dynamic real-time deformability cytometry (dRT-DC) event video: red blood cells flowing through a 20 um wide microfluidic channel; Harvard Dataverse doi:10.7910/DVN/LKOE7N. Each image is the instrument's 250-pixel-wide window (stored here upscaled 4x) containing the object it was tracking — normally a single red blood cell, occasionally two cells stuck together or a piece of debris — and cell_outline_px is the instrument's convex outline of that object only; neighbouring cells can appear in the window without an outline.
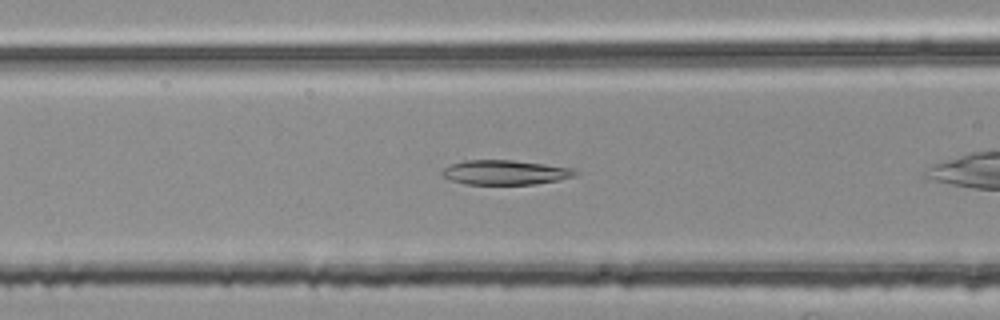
{"species": "common noctule bat (a hibernating species)", "species_latin": "Nyctalus noctula", "temperature_condition": "room temperature", "stored_images_in_passage": 27, "camera_frame_rate_fps": 3000, "um_per_image_px": 0.085, "animal": {"sex": "female", "body_mass_g": 25.1}, "frame": {"image": 1, "passage_image": 6, "time_ms": 1.667, "image_size_px": [1000, 320], "cell_outline_px": [[576, 172], [572, 176], [556, 180], [532, 184], [464, 184], [440, 176], [440, 172], [444, 168], [452, 164], [464, 160], [512, 160], [544, 164], [572, 168]], "centroid_in_image_um": [42.84, 14.65], "position_along_channel_um": 123.8, "area_um2": 18.79}}
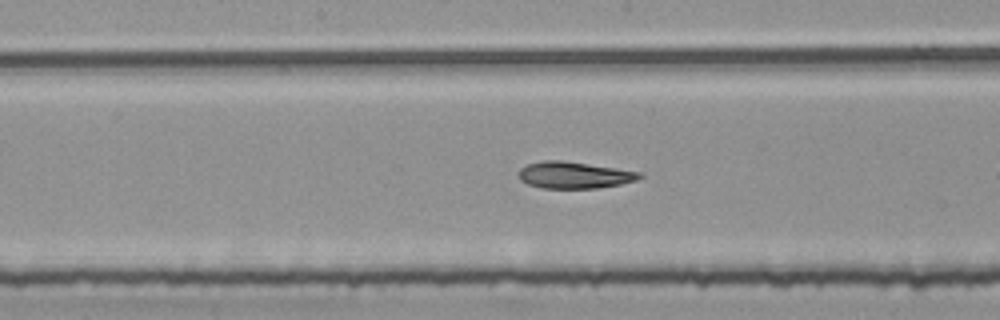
{"frame": {"image": 2, "passage_image": 12, "time_ms": 3.667, "image_size_px": [1000, 320], "cell_outline_px": [[644, 176], [636, 180], [620, 184], [596, 188], [540, 188], [528, 184], [520, 180], [520, 168], [528, 164], [544, 160], [560, 160], [644, 172]], "centroid_in_image_um": [48.83, 14.88], "position_along_channel_um": 199.4, "area_um2": 18.73}}
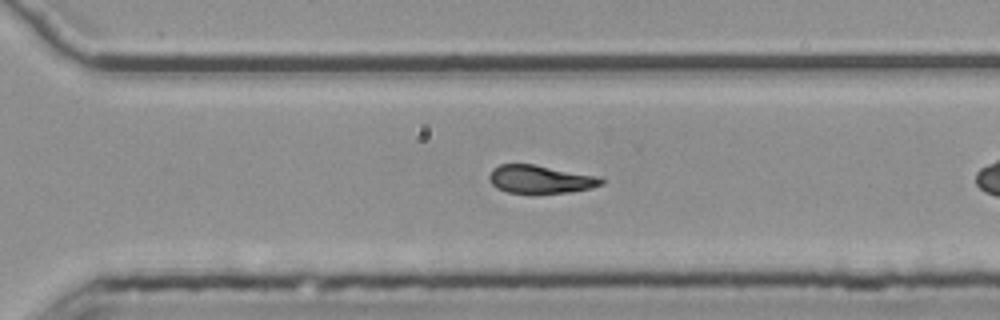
{"frame": {"image": 3, "passage_image": 22, "time_ms": 7.0, "image_size_px": [1000, 320], "cell_outline_px": [[604, 184], [592, 188], [568, 192], [508, 192], [496, 188], [492, 184], [488, 176], [492, 168], [500, 164], [532, 164], [600, 176], [604, 180]], "centroid_in_image_um": [45.94, 15.22], "position_along_channel_um": 324.7, "area_um2": 18.21}}